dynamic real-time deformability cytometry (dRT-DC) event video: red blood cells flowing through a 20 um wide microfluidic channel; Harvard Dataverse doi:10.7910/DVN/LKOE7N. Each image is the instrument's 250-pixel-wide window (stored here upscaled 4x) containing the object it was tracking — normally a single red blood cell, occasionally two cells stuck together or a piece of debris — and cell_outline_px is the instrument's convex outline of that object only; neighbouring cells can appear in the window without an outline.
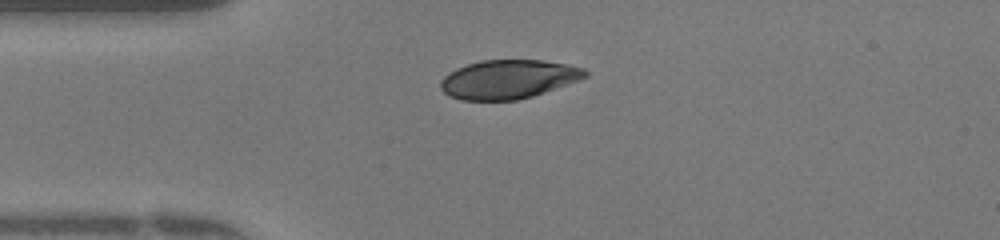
{"species": "human", "species_latin": "Homo sapiens", "temperature_condition": "warm", "stored_images_in_passage": 42, "camera_frame_rate_fps": 3000, "um_per_image_px": 0.085, "donor": {"sex": "female"}, "frame": {"image": 1, "passage_image": 6, "time_ms": 1.667, "image_size_px": [1000, 240], "cell_outline_px": [[588, 76], [580, 80], [532, 96], [516, 100], [460, 100], [448, 96], [440, 88], [440, 80], [448, 72], [456, 68], [480, 60], [540, 60], [564, 64], [584, 68], [588, 72]], "centroid_in_image_um": [43.18, 6.74], "position_along_channel_um": 41.8, "area_um2": 32.77}}
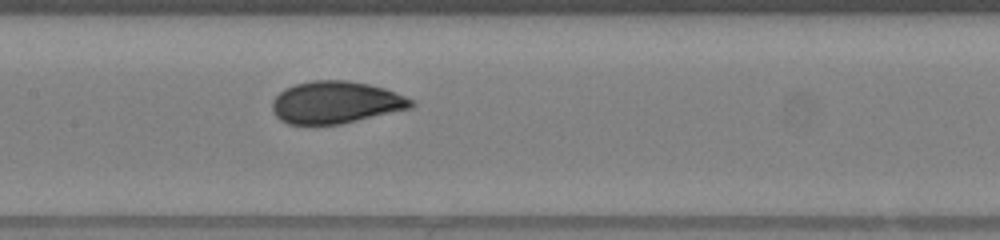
{"frame": {"image": 2, "passage_image": 17, "time_ms": 5.333, "image_size_px": [1000, 240], "cell_outline_px": [[416, 104], [412, 108], [340, 124], [288, 124], [280, 120], [272, 112], [272, 100], [284, 88], [296, 84], [312, 80], [348, 80], [368, 84], [384, 88], [404, 96], [412, 100]], "centroid_in_image_um": [28.52, 8.7], "position_along_channel_um": 178.9, "area_um2": 34.16}}
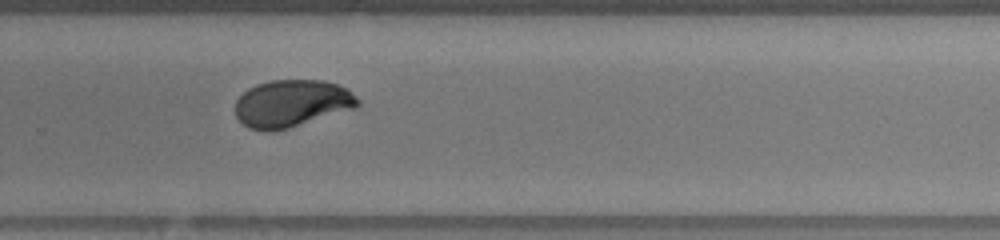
{"frame": {"image": 3, "passage_image": 26, "time_ms": 8.333, "image_size_px": [1000, 240], "cell_outline_px": [[360, 104], [356, 108], [288, 128], [272, 132], [268, 132], [248, 128], [236, 116], [236, 100], [248, 88], [256, 84], [272, 80], [324, 80], [348, 88], [360, 100]], "centroid_in_image_um": [24.82, 8.79], "position_along_channel_um": 305.0, "area_um2": 33.87}, "authors_computed_cell_mechanics": {"area_um2": 33.4951, "velocity_mm_per_s": 4.2182, "shape_relaxation_time_tau1_ms": 6.0088, "shape_relaxation_time_tau2_ms": null, "deformation_change_tau1": 0.1975, "deformation_change_tau2": null}}